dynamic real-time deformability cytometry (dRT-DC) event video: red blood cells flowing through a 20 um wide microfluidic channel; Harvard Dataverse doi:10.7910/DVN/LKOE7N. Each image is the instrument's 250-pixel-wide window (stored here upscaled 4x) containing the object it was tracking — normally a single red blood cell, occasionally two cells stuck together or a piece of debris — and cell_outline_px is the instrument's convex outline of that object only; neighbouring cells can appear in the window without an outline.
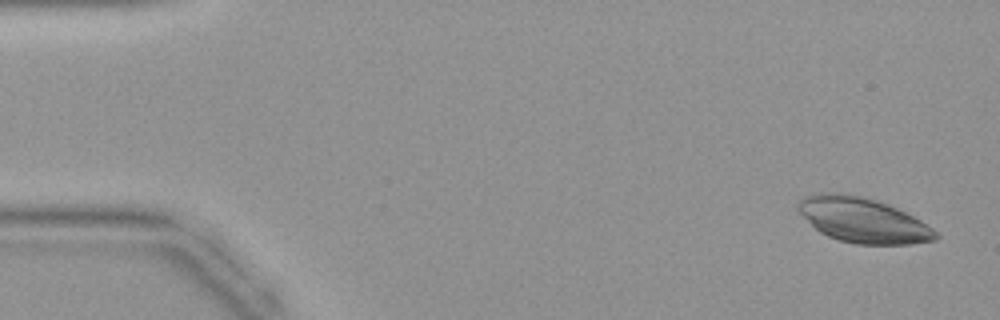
{"species": "common noctule bat (a hibernating species)", "species_latin": "Nyctalus noctula", "temperature_condition": "warm", "stored_images_in_passage": 43, "camera_frame_rate_fps": 3000, "um_per_image_px": 0.085, "animal": {"sex": "female", "body_mass_g": 19.9}, "frame": {"image": 1, "passage_image": 2, "time_ms": 0.333, "image_size_px": [1000, 320], "cell_outline_px": [[940, 236], [936, 240], [908, 244], [856, 244], [840, 240], [828, 236], [820, 232], [796, 208], [796, 204], [804, 196], [812, 192], [828, 192], [860, 196], [876, 200], [888, 204], [920, 220], [932, 228]], "centroid_in_image_um": [73.33, 18.7], "position_along_channel_um": 11.7, "area_um2": 35.72}}
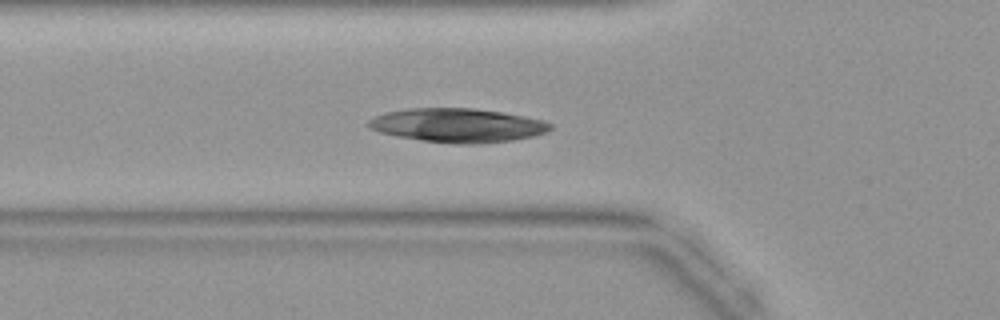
{"frame": {"image": 2, "passage_image": 15, "time_ms": 4.667, "image_size_px": [1000, 320], "cell_outline_px": [[552, 128], [548, 132], [532, 136], [512, 140], [472, 144], [456, 144], [424, 140], [396, 136], [380, 132], [368, 128], [364, 124], [368, 120], [384, 112], [408, 108], [472, 108], [504, 112], [544, 120], [552, 124]], "centroid_in_image_um": [38.88, 10.64], "position_along_channel_um": 86.9, "area_um2": 36.07}}
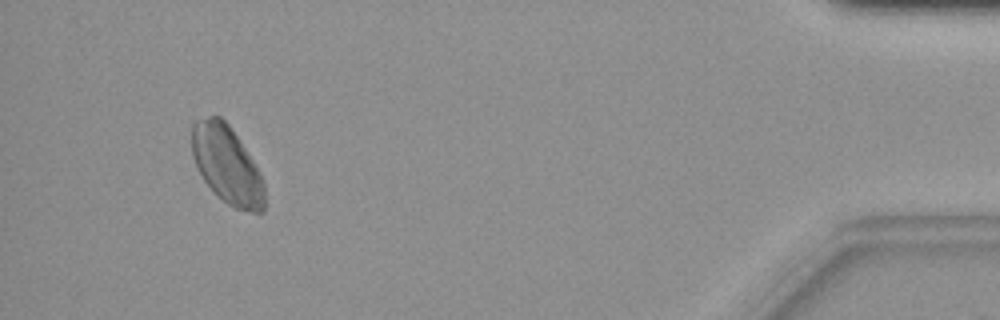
{"frame": {"image": 3, "passage_image": 41, "time_ms": 13.333, "image_size_px": [1000, 320], "cell_outline_px": [[264, 212], [252, 212], [236, 208], [228, 204], [216, 196], [204, 180], [192, 156], [192, 124], [196, 120], [208, 116], [220, 116], [228, 124], [252, 160], [264, 180]], "centroid_in_image_um": [19.28, 14.02], "position_along_channel_um": 415.9, "area_um2": 32.66}}